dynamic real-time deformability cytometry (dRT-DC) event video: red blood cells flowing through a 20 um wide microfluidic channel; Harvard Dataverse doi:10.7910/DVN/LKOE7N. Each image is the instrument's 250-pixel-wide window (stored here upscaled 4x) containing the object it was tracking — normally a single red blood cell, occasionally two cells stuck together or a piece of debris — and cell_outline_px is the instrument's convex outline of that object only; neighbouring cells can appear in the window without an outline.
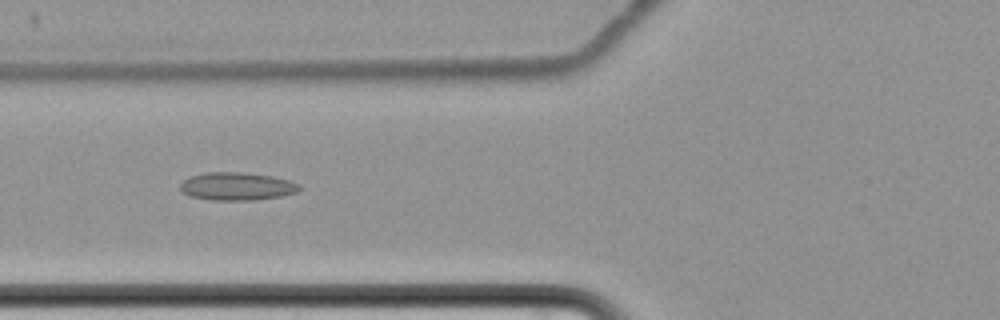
{"species": "common noctule bat (a hibernating species)", "species_latin": "Nyctalus noctula", "temperature_condition": "cold", "stored_images_in_passage": 14, "camera_frame_rate_fps": 3000, "um_per_image_px": 0.085, "animal": {"sex": "female", "body_mass_g": 22.7, "forearm_length_mm": 54.2}, "frame": {"image": 1, "passage_image": 5, "time_ms": 6.333, "image_size_px": [1000, 320], "cell_outline_px": [[300, 192], [280, 196], [256, 200], [212, 200], [188, 196], [180, 188], [180, 184], [188, 176], [204, 172], [244, 172], [272, 176], [288, 180], [300, 184]], "centroid_in_image_um": [20.13, 15.83], "position_along_channel_um": 105.7, "area_um2": 19.59}}
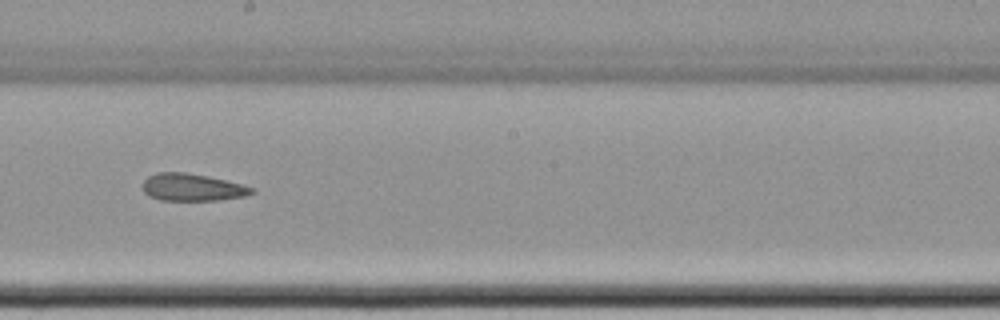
{"frame": {"image": 2, "passage_image": 8, "time_ms": 10.0, "image_size_px": [1000, 320], "cell_outline_px": [[256, 192], [244, 196], [220, 200], [160, 200], [148, 196], [144, 192], [140, 184], [148, 176], [156, 172], [184, 172], [208, 176], [256, 188]], "centroid_in_image_um": [16.3, 15.92], "position_along_channel_um": 231.9, "area_um2": 17.51}}
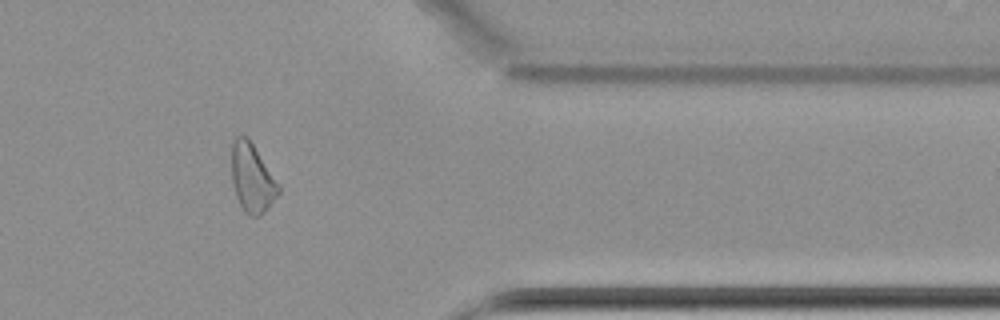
{"frame": {"image": 3, "passage_image": 12, "time_ms": 15.0, "image_size_px": [1000, 320], "cell_outline_px": [[280, 192], [268, 208], [260, 216], [248, 216], [244, 212], [236, 196], [232, 184], [232, 144], [236, 136], [244, 136], [252, 144], [280, 184]], "centroid_in_image_um": [21.44, 15.19], "position_along_channel_um": 390.0, "area_um2": 18.61}, "authors_computed_cell_mechanics": {"area_um2": 19.1029, "velocity_mm_per_s": 3.4453, "shape_relaxation_time_tau1_ms": null, "shape_relaxation_time_tau2_ms": 4.6883, "deformation_change_tau1": null, "deformation_change_tau2": 0.1002}}